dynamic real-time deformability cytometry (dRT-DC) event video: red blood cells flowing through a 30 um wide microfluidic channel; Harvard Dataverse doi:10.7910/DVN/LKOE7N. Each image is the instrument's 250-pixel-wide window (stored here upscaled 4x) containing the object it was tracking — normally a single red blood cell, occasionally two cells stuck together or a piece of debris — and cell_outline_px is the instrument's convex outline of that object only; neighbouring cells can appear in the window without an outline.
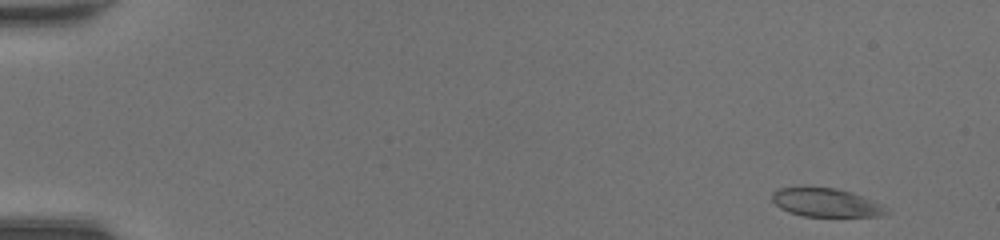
{"species": "common noctule bat (a hibernating species)", "species_latin": "Nyctalus noctula", "temperature_condition": "room temperature", "stored_images_in_passage": 46, "camera_frame_rate_fps": 3000, "um_per_image_px": 0.085, "animal": {"sex": "female", "body_mass_g": 20.0, "forearm_length_mm": 54.0}, "frame": {"image": 1, "passage_image": 1, "time_ms": 0.0, "image_size_px": [1000, 240], "cell_outline_px": [[892, 212], [880, 216], [804, 216], [788, 212], [780, 208], [772, 200], [772, 192], [780, 188], [804, 184], [836, 188], [852, 192], [872, 200], [880, 204]], "centroid_in_image_um": [70.16, 17.18], "position_along_channel_um": 14.8, "area_um2": 19.59}}
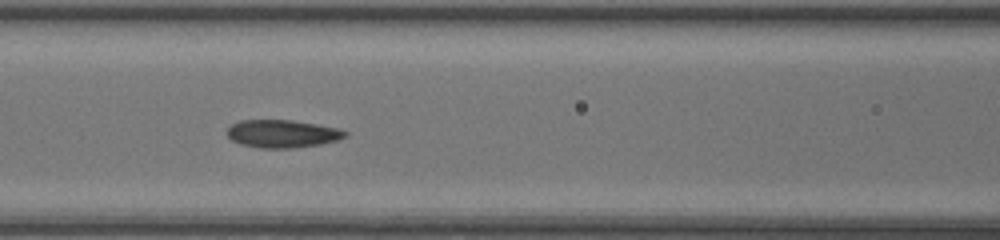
{"frame": {"image": 2, "passage_image": 20, "time_ms": 6.333, "image_size_px": [1000, 240], "cell_outline_px": [[348, 136], [336, 140], [320, 144], [292, 148], [260, 148], [240, 144], [232, 140], [228, 136], [228, 128], [232, 124], [240, 120], [292, 120], [340, 128], [348, 132]], "centroid_in_image_um": [24.02, 11.36], "position_along_channel_um": 142.6, "area_um2": 19.13}}
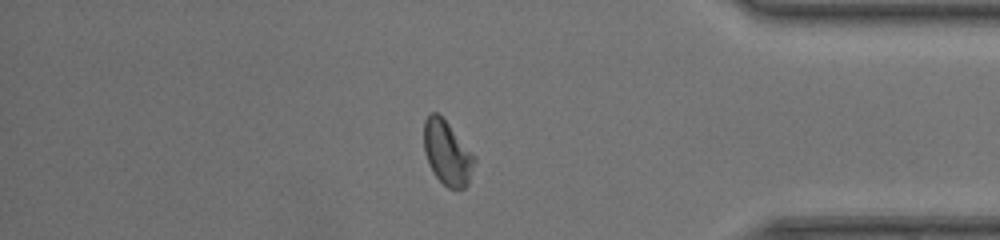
{"frame": {"image": 3, "passage_image": 39, "time_ms": 12.667, "image_size_px": [1000, 240], "cell_outline_px": [[476, 160], [468, 184], [464, 188], [448, 188], [432, 172], [424, 152], [424, 120], [432, 112], [436, 112], [448, 124], [476, 156]], "centroid_in_image_um": [38.02, 13.01], "position_along_channel_um": 397.2, "area_um2": 18.73}, "authors_computed_cell_mechanics": {"area_um2": 19.363, "velocity_mm_per_s": 4.3832, "shape_relaxation_time_tau1_ms": 6.1362, "shape_relaxation_time_tau2_ms": 1.6808, "deformation_change_tau1": 0.1509, "deformation_change_tau2": 0.0563}}